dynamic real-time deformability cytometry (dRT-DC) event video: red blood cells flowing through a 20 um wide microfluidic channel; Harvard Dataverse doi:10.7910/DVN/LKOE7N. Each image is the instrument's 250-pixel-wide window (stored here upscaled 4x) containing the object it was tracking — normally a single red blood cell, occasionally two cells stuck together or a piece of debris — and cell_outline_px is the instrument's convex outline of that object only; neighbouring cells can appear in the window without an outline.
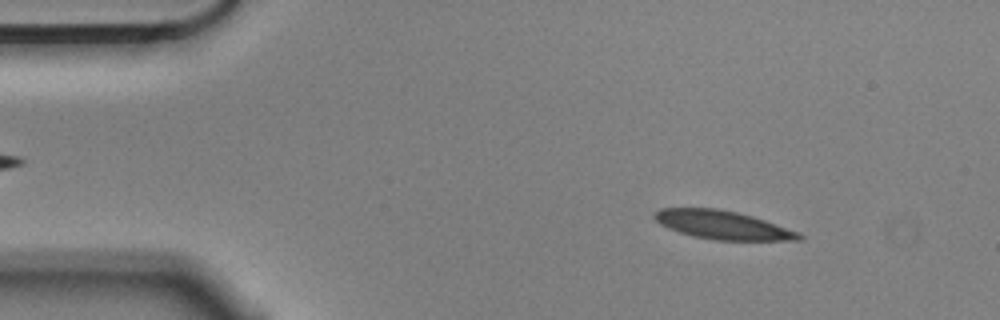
{"species": "Egyptian fruit bat (a non-hibernating species)", "species_latin": "Rousettus aegyptiacus", "temperature_condition": "cold", "stored_images_in_passage": 4, "camera_frame_rate_fps": 3000, "um_per_image_px": 0.085, "animal": {"sex": "male"}, "frame": {"image": 1, "passage_image": 1, "time_ms": 0.0, "image_size_px": [1000, 320], "cell_outline_px": [[804, 240], [712, 240], [692, 236], [668, 228], [660, 224], [652, 216], [660, 208], [716, 208], [736, 212], [752, 216], [800, 232], [804, 236]], "centroid_in_image_um": [61.43, 19.13], "position_along_channel_um": 23.6, "area_um2": 23.99}}
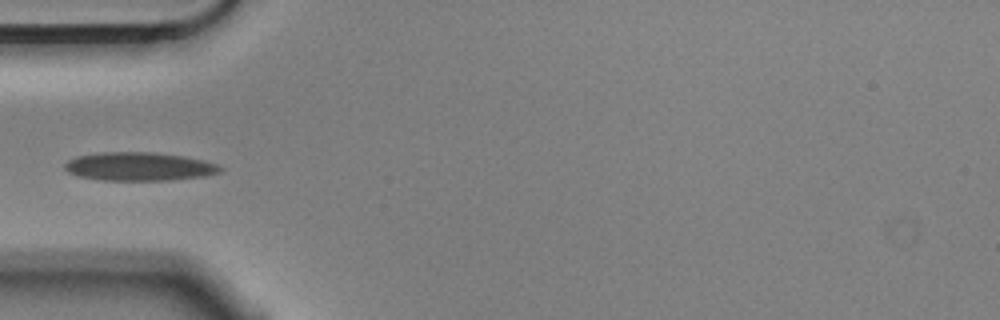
{"frame": {"image": 2, "passage_image": 4, "time_ms": 1.0, "image_size_px": [1000, 320], "cell_outline_px": [[224, 168], [220, 172], [204, 176], [172, 180], [100, 180], [76, 176], [68, 172], [64, 168], [64, 164], [68, 160], [76, 156], [100, 152], [156, 152], [184, 156], [204, 160], [216, 164]], "centroid_in_image_um": [11.81, 14.15], "position_along_channel_um": 73.2, "area_um2": 26.01}}